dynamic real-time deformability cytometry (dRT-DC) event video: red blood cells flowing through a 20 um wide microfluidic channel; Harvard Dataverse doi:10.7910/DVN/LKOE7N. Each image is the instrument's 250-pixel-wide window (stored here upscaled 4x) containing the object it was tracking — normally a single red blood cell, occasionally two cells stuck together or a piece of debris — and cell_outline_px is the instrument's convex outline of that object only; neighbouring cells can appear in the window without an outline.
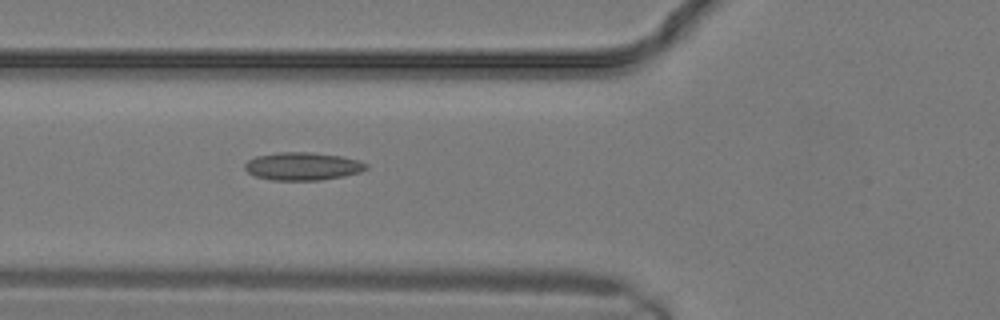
{"species": "common noctule bat (a hibernating species)", "species_latin": "Nyctalus noctula", "temperature_condition": "warm", "stored_images_in_passage": 10, "camera_frame_rate_fps": 3000, "um_per_image_px": 0.085, "animal": {"sex": "male", "body_mass_g": 19.2, "forearm_length_mm": 51.8}, "frame": {"image": 1, "passage_image": 10, "time_ms": 3.0, "image_size_px": [1000, 320], "cell_outline_px": [[368, 168], [360, 172], [344, 176], [320, 180], [272, 180], [256, 176], [248, 172], [244, 168], [244, 164], [248, 160], [256, 156], [280, 152], [308, 152], [340, 156], [360, 160], [368, 164]], "centroid_in_image_um": [25.74, 14.13], "position_along_channel_um": 100.1, "area_um2": 19.71}}